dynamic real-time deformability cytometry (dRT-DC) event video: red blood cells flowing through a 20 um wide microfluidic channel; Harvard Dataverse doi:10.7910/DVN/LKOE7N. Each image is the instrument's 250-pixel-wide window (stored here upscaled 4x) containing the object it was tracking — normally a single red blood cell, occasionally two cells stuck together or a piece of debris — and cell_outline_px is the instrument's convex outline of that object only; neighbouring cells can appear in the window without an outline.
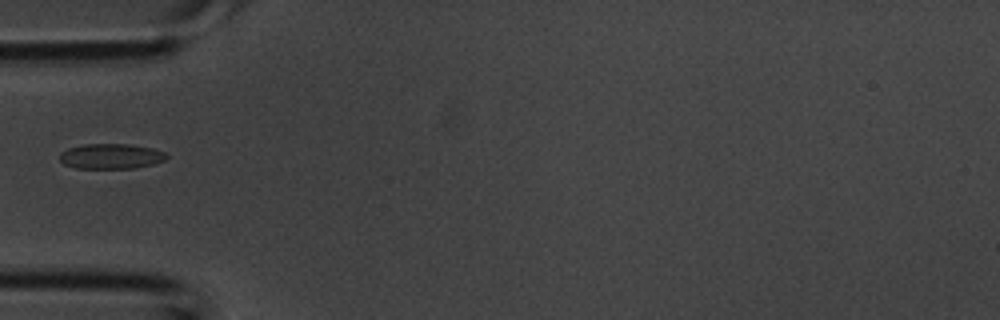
{"species": "common noctule bat (a hibernating species)", "species_latin": "Nyctalus noctula", "temperature_condition": "room temperature", "stored_images_in_passage": 3, "camera_frame_rate_fps": 3000, "um_per_image_px": 0.085, "animal": {"sex": "male", "body_mass_g": 20.1, "forearm_length_mm": 53.5}, "frame": {"image": 1, "passage_image": 3, "time_ms": 0.667, "image_size_px": [1000, 320], "cell_outline_px": [[168, 156], [164, 160], [152, 164], [136, 168], [76, 168], [64, 164], [60, 160], [60, 152], [68, 148], [84, 144], [128, 144], [152, 148], [164, 152]], "centroid_in_image_um": [9.41, 13.28], "position_along_channel_um": 75.6, "area_um2": 15.61}}